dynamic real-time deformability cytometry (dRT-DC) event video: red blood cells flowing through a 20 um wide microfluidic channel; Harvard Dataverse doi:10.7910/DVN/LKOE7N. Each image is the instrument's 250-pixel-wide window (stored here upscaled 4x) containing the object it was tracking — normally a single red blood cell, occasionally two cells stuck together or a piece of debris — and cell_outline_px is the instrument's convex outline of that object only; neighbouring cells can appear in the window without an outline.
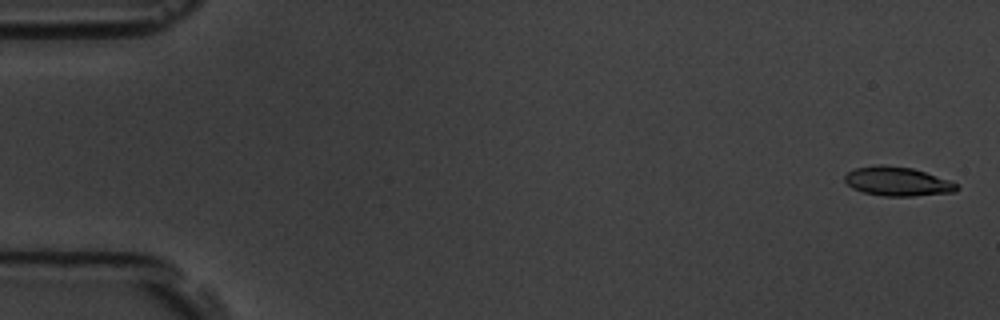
{"species": "common noctule bat (a hibernating species)", "species_latin": "Nyctalus noctula", "temperature_condition": "room temperature", "stored_images_in_passage": 6, "camera_frame_rate_fps": 3000, "um_per_image_px": 0.085, "animal": {"sex": "male", "body_mass_g": 19.5, "forearm_length_mm": 54.6}, "frame": {"image": 1, "passage_image": 1, "time_ms": 0.0, "image_size_px": [1000, 320], "cell_outline_px": [[960, 188], [956, 192], [912, 196], [884, 196], [864, 192], [852, 188], [844, 180], [844, 176], [848, 172], [856, 168], [880, 164], [912, 168], [948, 180], [956, 184]], "centroid_in_image_um": [76.27, 15.43], "position_along_channel_um": 8.7, "area_um2": 18.79}}
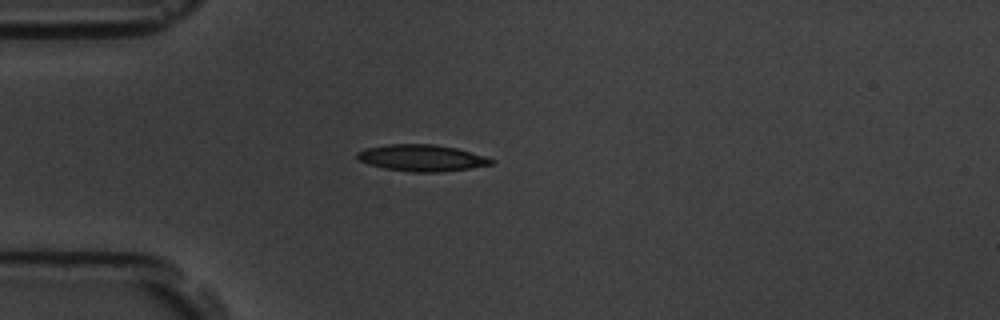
{"frame": {"image": 2, "passage_image": 5, "time_ms": 4.667, "image_size_px": [1000, 320], "cell_outline_px": [[492, 164], [472, 168], [440, 172], [412, 172], [384, 168], [368, 164], [360, 160], [356, 156], [356, 152], [368, 148], [388, 144], [432, 144], [456, 148], [484, 156], [492, 160]], "centroid_in_image_um": [35.82, 13.43], "position_along_channel_um": 49.2, "area_um2": 20.52}}